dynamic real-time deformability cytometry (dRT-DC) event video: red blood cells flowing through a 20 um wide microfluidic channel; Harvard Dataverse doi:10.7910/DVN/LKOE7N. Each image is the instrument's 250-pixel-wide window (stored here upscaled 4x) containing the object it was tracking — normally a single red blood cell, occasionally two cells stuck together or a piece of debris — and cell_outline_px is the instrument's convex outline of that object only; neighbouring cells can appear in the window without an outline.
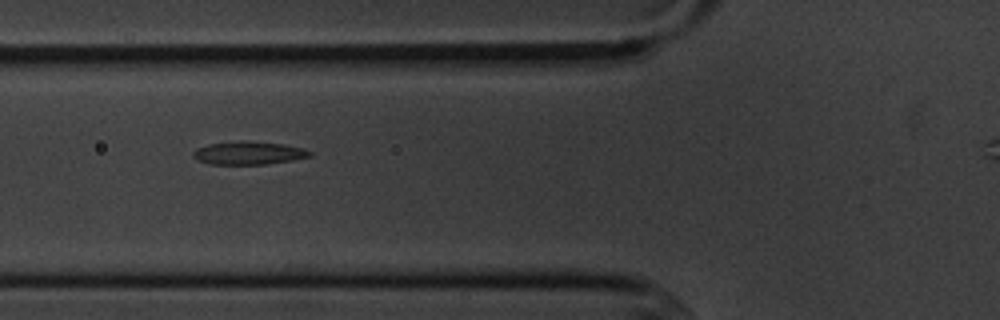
{"species": "common noctule bat (a hibernating species)", "species_latin": "Nyctalus noctula", "temperature_condition": "cold", "stored_images_in_passage": 9, "segment_of_instrument_passage": [1, 2], "camera_frame_rate_fps": 3000, "um_per_image_px": 0.085, "animal": {"sex": "male", "body_mass_g": 20.1, "forearm_length_mm": 53.5}, "frame": {"image": 1, "passage_image": 3, "time_ms": 2.0, "image_size_px": [1000, 320], "cell_outline_px": [[312, 156], [292, 160], [264, 164], [208, 164], [196, 160], [192, 156], [192, 152], [196, 148], [208, 144], [240, 140], [248, 140], [284, 144], [304, 148], [312, 152]], "centroid_in_image_um": [21.1, 12.99], "position_along_channel_um": 104.7, "area_um2": 15.95}}
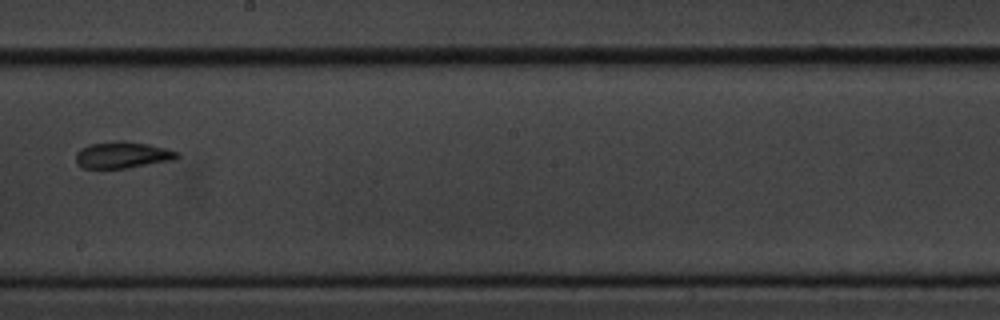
{"frame": {"image": 2, "passage_image": 6, "time_ms": 5.667, "image_size_px": [1000, 320], "cell_outline_px": [[180, 156], [172, 160], [124, 168], [84, 168], [76, 164], [76, 152], [80, 148], [88, 144], [116, 140], [124, 140], [148, 144], [180, 152]], "centroid_in_image_um": [10.37, 13.15], "position_along_channel_um": 237.8, "area_um2": 15.72}}
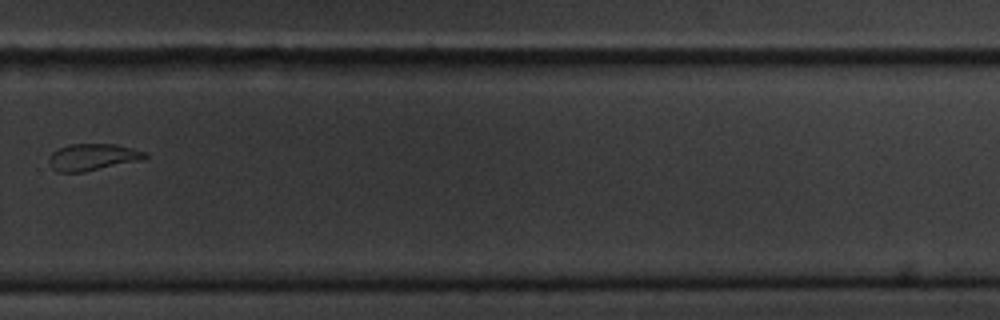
{"frame": {"image": 3, "passage_image": 8, "time_ms": 8.0, "image_size_px": [1000, 320], "cell_outline_px": [[148, 156], [144, 160], [84, 172], [60, 172], [52, 168], [48, 160], [48, 156], [52, 152], [68, 144], [116, 144], [148, 152]], "centroid_in_image_um": [7.91, 13.35], "position_along_channel_um": 321.9, "area_um2": 15.2}}